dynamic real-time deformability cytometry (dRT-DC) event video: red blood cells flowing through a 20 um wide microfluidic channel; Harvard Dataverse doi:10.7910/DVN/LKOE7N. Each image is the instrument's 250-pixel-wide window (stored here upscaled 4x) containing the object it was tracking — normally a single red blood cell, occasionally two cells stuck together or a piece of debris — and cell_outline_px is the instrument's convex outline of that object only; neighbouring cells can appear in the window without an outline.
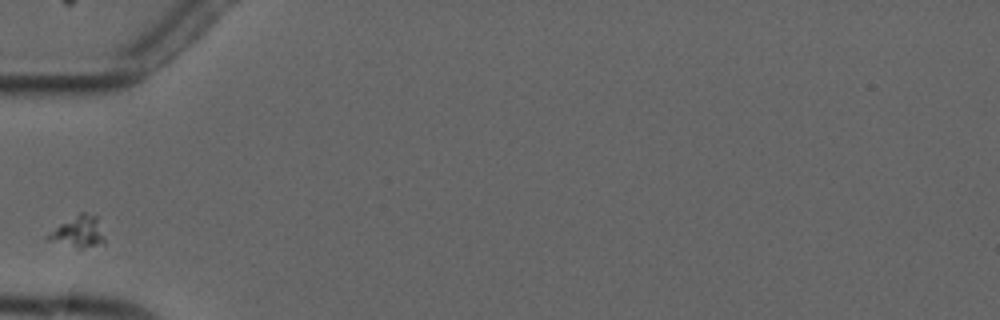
{"species": "common noctule bat (a hibernating species)", "species_latin": "Nyctalus noctula", "temperature_condition": "cold", "stored_images_in_passage": 2, "camera_frame_rate_fps": 3000, "um_per_image_px": 0.085, "animal": {"sex": "male", "forearm_length_mm": 52.5}, "frame": {"image": 1, "passage_image": 2, "time_ms": 1.0, "image_size_px": [1000, 320], "cell_outline_px": [[104, 244], [80, 248], [76, 248], [44, 240], [44, 236], [60, 224], [80, 212], [84, 212], [96, 216], [104, 240]], "centroid_in_image_um": [6.59, 19.72], "position_along_channel_um": 78.4, "area_um2": 10.29}}